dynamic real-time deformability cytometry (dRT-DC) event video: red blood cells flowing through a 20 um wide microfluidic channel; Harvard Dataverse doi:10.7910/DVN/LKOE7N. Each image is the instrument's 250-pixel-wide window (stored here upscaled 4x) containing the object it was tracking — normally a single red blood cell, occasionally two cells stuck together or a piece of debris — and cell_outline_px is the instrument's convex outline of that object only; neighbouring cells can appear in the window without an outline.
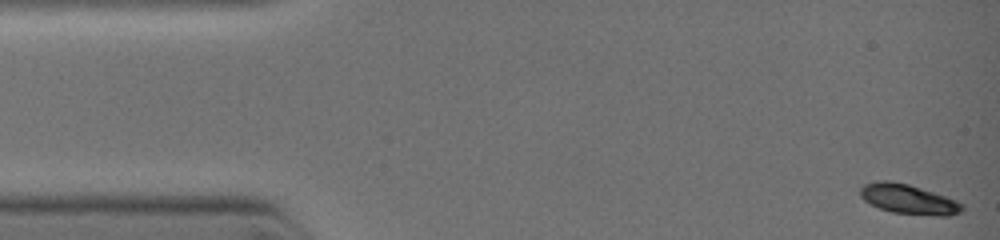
{"species": "common noctule bat (a hibernating species)", "species_latin": "Nyctalus noctula", "temperature_condition": "warm", "stored_images_in_passage": 15, "camera_frame_rate_fps": 3000, "um_per_image_px": 0.085, "animal": {"sex": "female", "body_mass_g": 19.0, "forearm_length_mm": 51.5}, "frame": {"image": 1, "passage_image": 1, "time_ms": 0.0, "image_size_px": [1000, 240], "cell_outline_px": [[964, 208], [960, 212], [948, 216], [936, 216], [892, 212], [880, 208], [864, 200], [860, 196], [860, 188], [864, 184], [880, 180], [888, 180], [908, 184], [956, 200], [964, 204]], "centroid_in_image_um": [77.22, 16.93], "position_along_channel_um": 7.8, "area_um2": 17.51}}
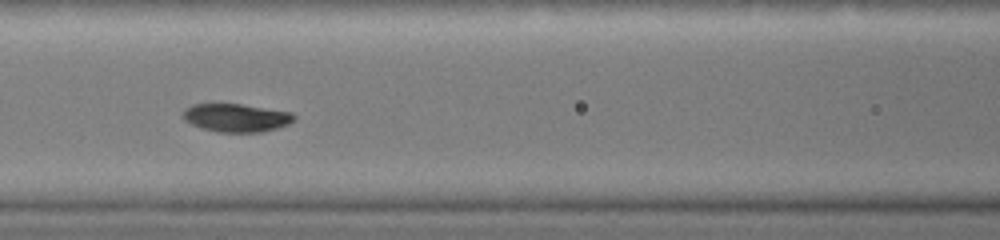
{"frame": {"image": 2, "passage_image": 11, "time_ms": 4.667, "image_size_px": [1000, 240], "cell_outline_px": [[296, 116], [288, 124], [264, 132], [220, 132], [200, 128], [184, 120], [184, 108], [192, 104], [240, 104], [292, 112]], "centroid_in_image_um": [20.07, 10.01], "position_along_channel_um": 146.5, "area_um2": 18.15}}
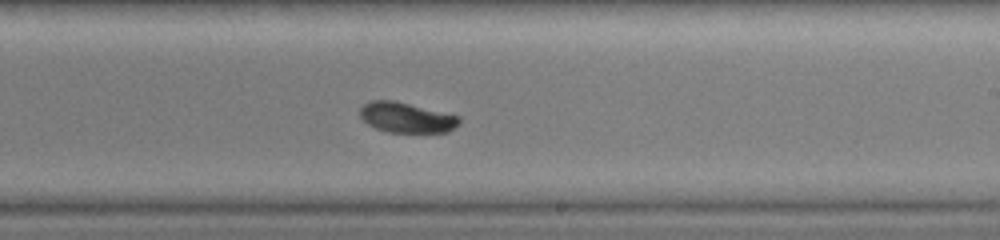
{"frame": {"image": 3, "passage_image": 15, "time_ms": 6.667, "image_size_px": [1000, 240], "cell_outline_px": [[460, 124], [448, 132], [388, 132], [376, 128], [368, 124], [360, 116], [360, 108], [364, 104], [372, 100], [392, 100], [460, 116]], "centroid_in_image_um": [34.56, 9.99], "position_along_channel_um": 254.4, "area_um2": 17.34}}